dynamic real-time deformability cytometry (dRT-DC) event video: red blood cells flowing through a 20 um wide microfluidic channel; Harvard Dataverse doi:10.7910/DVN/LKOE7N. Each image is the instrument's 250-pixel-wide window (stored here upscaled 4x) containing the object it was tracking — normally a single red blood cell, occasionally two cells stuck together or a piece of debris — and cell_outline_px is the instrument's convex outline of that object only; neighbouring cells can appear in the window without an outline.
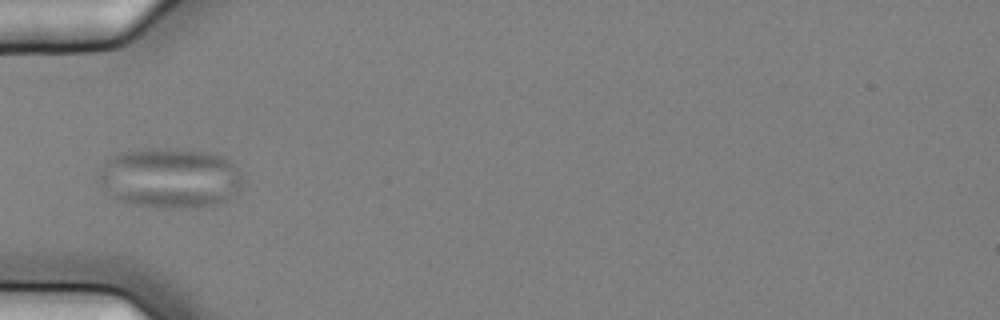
{"species": "common noctule bat (a hibernating species)", "species_latin": "Nyctalus noctula", "temperature_condition": "cold", "stored_images_in_passage": 11, "camera_frame_rate_fps": 3000, "um_per_image_px": 0.085, "animal": {"sex": "female", "body_mass_g": 25.1}, "frame": {"image": 1, "passage_image": 5, "time_ms": 1.333, "image_size_px": [1000, 320], "cell_outline_px": [[244, 184], [240, 192], [228, 200], [212, 208], [160, 208], [136, 204], [116, 200], [96, 180], [100, 168], [104, 160], [120, 152], [148, 148], [176, 148], [204, 152], [220, 156], [228, 160], [240, 172], [244, 180]], "centroid_in_image_um": [14.47, 15.15], "position_along_channel_um": 70.5, "area_um2": 51.67}}